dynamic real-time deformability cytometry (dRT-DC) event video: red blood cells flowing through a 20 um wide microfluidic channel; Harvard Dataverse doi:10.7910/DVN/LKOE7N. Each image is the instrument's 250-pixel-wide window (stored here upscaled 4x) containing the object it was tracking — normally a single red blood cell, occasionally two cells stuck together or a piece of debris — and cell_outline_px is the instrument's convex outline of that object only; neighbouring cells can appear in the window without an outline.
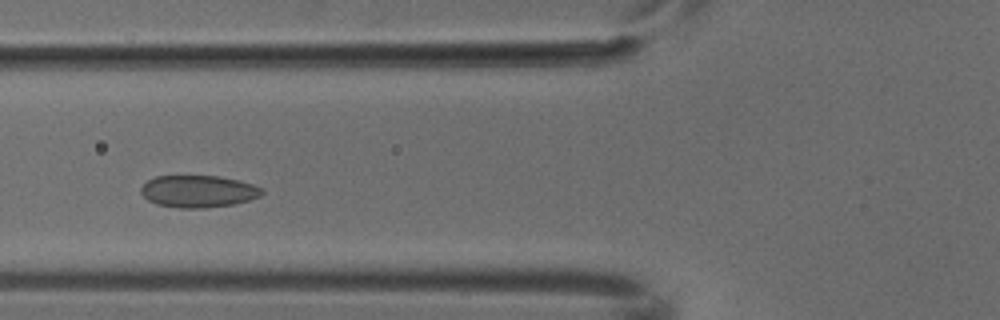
{"species": "common noctule bat (a hibernating species)", "species_latin": "Nyctalus noctula", "temperature_condition": "cold", "stored_images_in_passage": 4, "camera_frame_rate_fps": 3000, "um_per_image_px": 0.085, "animal": {"sex": "male", "body_mass_g": 18.8}, "frame": {"image": 1, "passage_image": 4, "time_ms": 1.0, "image_size_px": [1000, 320], "cell_outline_px": [[264, 192], [260, 196], [248, 200], [232, 204], [204, 208], [176, 208], [156, 204], [148, 200], [140, 192], [140, 188], [148, 180], [156, 176], [220, 176], [252, 184], [260, 188]], "centroid_in_image_um": [16.81, 16.27], "position_along_channel_um": 109.0, "area_um2": 22.48}}